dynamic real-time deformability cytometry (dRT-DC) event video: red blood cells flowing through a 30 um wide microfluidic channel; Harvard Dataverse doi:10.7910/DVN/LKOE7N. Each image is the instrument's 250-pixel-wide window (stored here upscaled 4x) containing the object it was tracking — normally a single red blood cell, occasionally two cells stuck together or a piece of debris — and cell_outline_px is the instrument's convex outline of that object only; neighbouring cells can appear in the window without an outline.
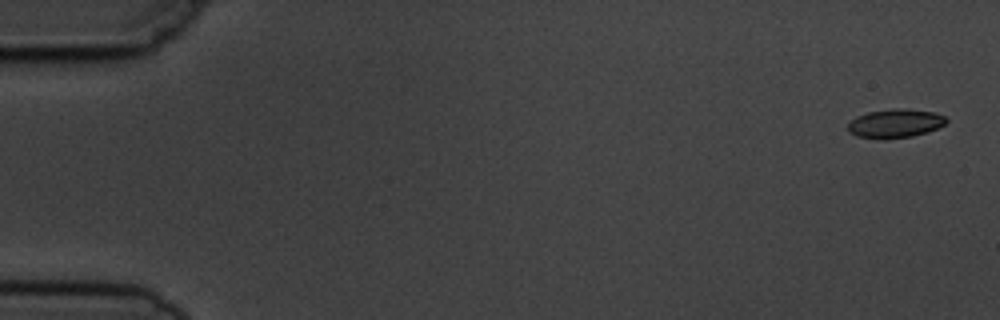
{"species": "common noctule bat (a hibernating species)", "species_latin": "Nyctalus noctula", "temperature_condition": "cold", "stored_images_in_passage": 6, "camera_frame_rate_fps": 3000, "um_per_image_px": 0.085, "animal": {"sex": "male", "body_mass_g": 19.5, "forearm_length_mm": 54.6}, "frame": {"image": 1, "passage_image": 1, "time_ms": 0.0, "image_size_px": [1000, 320], "cell_outline_px": [[948, 120], [944, 124], [928, 132], [912, 136], [884, 140], [880, 140], [856, 136], [848, 132], [848, 124], [856, 116], [868, 112], [892, 108], [900, 108], [936, 112], [944, 116]], "centroid_in_image_um": [76.07, 10.5], "position_along_channel_um": 8.9, "area_um2": 16.7}}
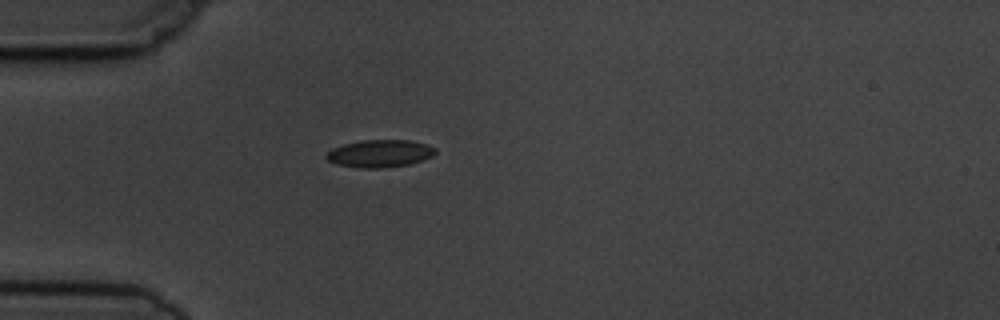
{"frame": {"image": 2, "passage_image": 5, "time_ms": 4.667, "image_size_px": [1000, 320], "cell_outline_px": [[436, 152], [432, 156], [424, 160], [408, 164], [380, 168], [360, 168], [336, 164], [328, 160], [324, 156], [332, 148], [344, 144], [360, 140], [408, 140], [428, 144], [436, 148]], "centroid_in_image_um": [32.29, 13.04], "position_along_channel_um": 52.7, "area_um2": 17.51}}